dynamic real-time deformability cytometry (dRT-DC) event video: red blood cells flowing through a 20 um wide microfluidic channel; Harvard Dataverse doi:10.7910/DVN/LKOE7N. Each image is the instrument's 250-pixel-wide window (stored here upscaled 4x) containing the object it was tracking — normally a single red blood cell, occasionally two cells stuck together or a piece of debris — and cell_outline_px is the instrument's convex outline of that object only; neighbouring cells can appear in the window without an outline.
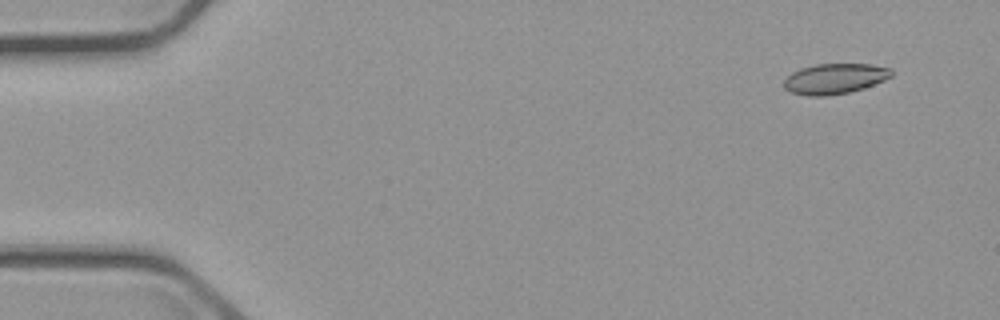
{"species": "common noctule bat (a hibernating species)", "species_latin": "Nyctalus noctula", "temperature_condition": "cold", "stored_images_in_passage": 6, "camera_frame_rate_fps": 3000, "um_per_image_px": 0.085, "animal": {"sex": "male", "body_mass_g": 23.1, "forearm_length_mm": 52.7}, "frame": {"image": 1, "passage_image": 1, "time_ms": 0.0, "image_size_px": [1000, 320], "cell_outline_px": [[892, 76], [884, 80], [864, 88], [848, 92], [824, 96], [808, 96], [792, 92], [784, 88], [784, 80], [792, 72], [800, 68], [816, 64], [872, 64], [892, 68]], "centroid_in_image_um": [70.96, 6.68], "position_along_channel_um": 14.0, "area_um2": 19.02}}
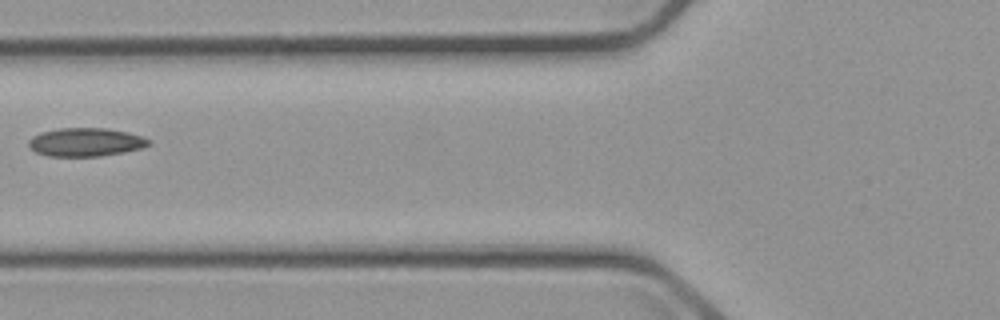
{"frame": {"image": 2, "passage_image": 5, "time_ms": 6.0, "image_size_px": [1000, 320], "cell_outline_px": [[152, 144], [144, 148], [124, 152], [100, 156], [48, 156], [36, 152], [28, 144], [28, 140], [32, 136], [40, 132], [60, 128], [108, 128], [128, 132], [152, 140]], "centroid_in_image_um": [7.32, 12.08], "position_along_channel_um": 118.5, "area_um2": 20.06}}
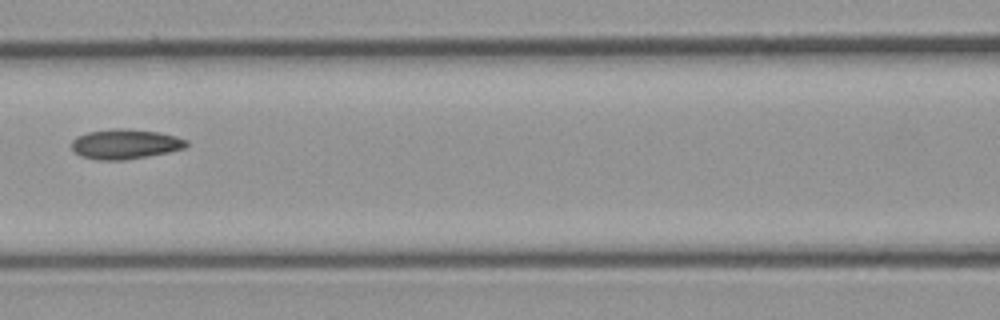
{"frame": {"image": 3, "passage_image": 6, "time_ms": 7.0, "image_size_px": [1000, 320], "cell_outline_px": [[188, 144], [184, 148], [168, 152], [148, 156], [124, 160], [96, 160], [80, 156], [72, 148], [72, 140], [76, 136], [88, 132], [112, 128], [124, 128], [160, 132], [176, 136], [188, 140]], "centroid_in_image_um": [10.64, 12.24], "position_along_channel_um": 156.0, "area_um2": 20.11}}